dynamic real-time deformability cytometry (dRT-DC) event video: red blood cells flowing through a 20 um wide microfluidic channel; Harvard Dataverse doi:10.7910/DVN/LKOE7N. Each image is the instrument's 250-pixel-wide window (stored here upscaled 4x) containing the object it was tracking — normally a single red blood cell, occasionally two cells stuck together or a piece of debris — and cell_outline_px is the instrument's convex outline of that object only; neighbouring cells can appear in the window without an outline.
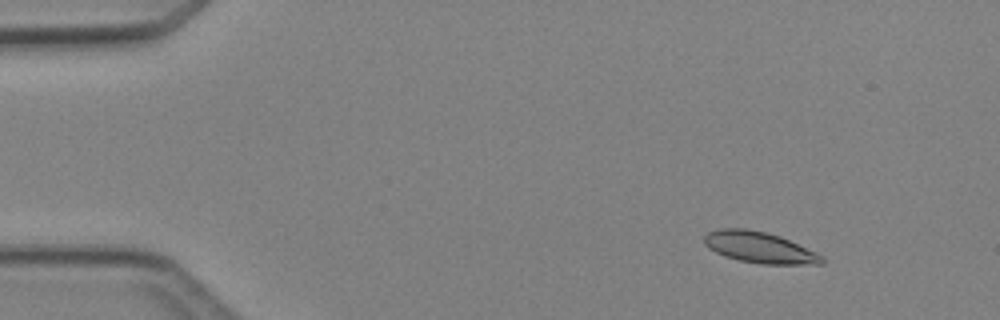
{"species": "Egyptian fruit bat (a non-hibernating species)", "species_latin": "Rousettus aegyptiacus", "temperature_condition": "cold", "stored_images_in_passage": 4, "segment_of_instrument_passage": [1, 2], "camera_frame_rate_fps": 3000, "um_per_image_px": 0.085, "animal": {"sex": "female"}, "frame": {"image": 1, "passage_image": 1, "time_ms": 0.0, "image_size_px": [1000, 320], "cell_outline_px": [[824, 264], [760, 264], [740, 260], [724, 256], [708, 248], [704, 244], [704, 236], [708, 232], [720, 228], [748, 228], [768, 232], [780, 236], [824, 256]], "centroid_in_image_um": [64.54, 21.02], "position_along_channel_um": 20.5, "area_um2": 21.44}}